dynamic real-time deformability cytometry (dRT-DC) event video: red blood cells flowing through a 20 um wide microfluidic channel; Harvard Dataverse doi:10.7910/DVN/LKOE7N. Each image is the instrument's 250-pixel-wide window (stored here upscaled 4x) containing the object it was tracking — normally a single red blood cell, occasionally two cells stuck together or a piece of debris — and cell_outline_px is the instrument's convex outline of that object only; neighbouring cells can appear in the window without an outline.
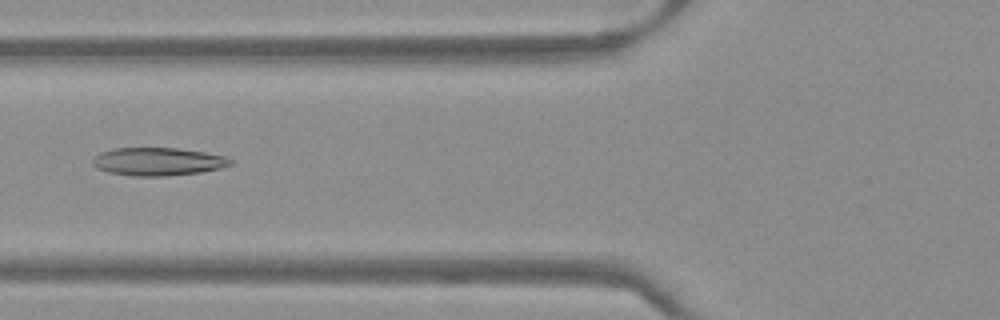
{"species": "Egyptian fruit bat (a non-hibernating species)", "species_latin": "Rousettus aegyptiacus", "temperature_condition": "warm", "stored_images_in_passage": 51, "camera_frame_rate_fps": 3000, "um_per_image_px": 0.085, "frame": {"image": 1, "passage_image": 20, "time_ms": 6.333, "image_size_px": [1000, 320], "cell_outline_px": [[232, 164], [220, 168], [200, 172], [168, 176], [132, 176], [108, 172], [96, 168], [92, 164], [92, 160], [100, 152], [112, 148], [176, 148], [204, 152], [224, 156], [232, 160]], "centroid_in_image_um": [13.39, 13.73], "position_along_channel_um": 112.4, "area_um2": 22.48}}
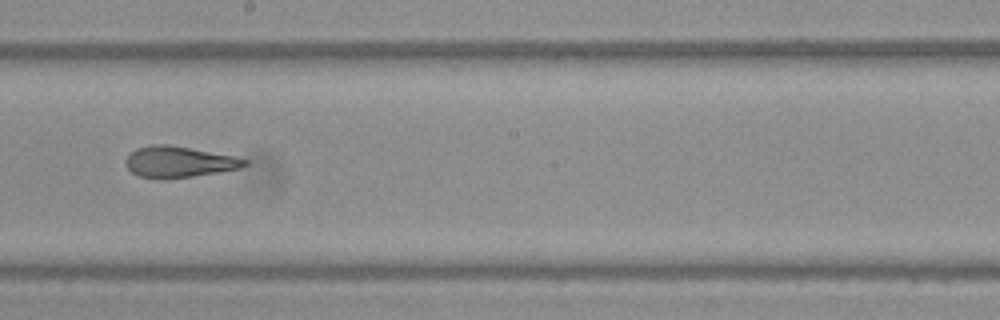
{"frame": {"image": 2, "passage_image": 29, "time_ms": 9.333, "image_size_px": [1000, 320], "cell_outline_px": [[248, 164], [240, 168], [220, 172], [164, 180], [160, 180], [140, 176], [132, 172], [124, 164], [124, 160], [136, 148], [152, 144], [168, 144], [232, 156], [248, 160]], "centroid_in_image_um": [15.17, 13.77], "position_along_channel_um": 233.0, "area_um2": 21.56}}
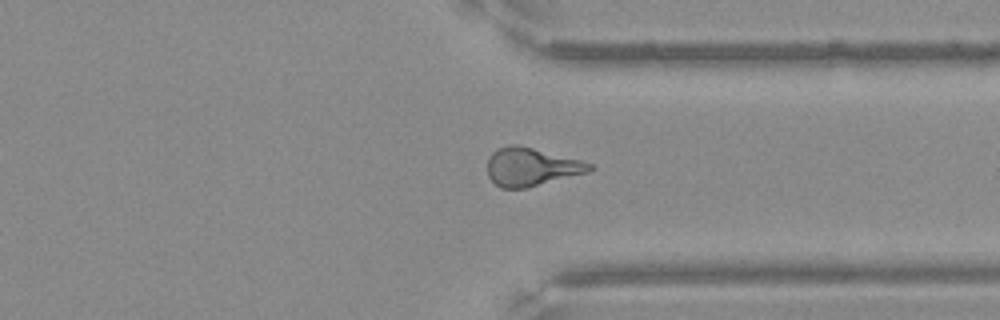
{"frame": {"image": 3, "passage_image": 39, "time_ms": 12.667, "image_size_px": [1000, 320], "cell_outline_px": [[592, 168], [588, 172], [528, 188], [500, 188], [488, 176], [488, 160], [492, 152], [496, 148], [508, 144], [516, 144], [580, 160], [592, 164]], "centroid_in_image_um": [45.12, 14.19], "position_along_channel_um": 366.3, "area_um2": 22.6}}